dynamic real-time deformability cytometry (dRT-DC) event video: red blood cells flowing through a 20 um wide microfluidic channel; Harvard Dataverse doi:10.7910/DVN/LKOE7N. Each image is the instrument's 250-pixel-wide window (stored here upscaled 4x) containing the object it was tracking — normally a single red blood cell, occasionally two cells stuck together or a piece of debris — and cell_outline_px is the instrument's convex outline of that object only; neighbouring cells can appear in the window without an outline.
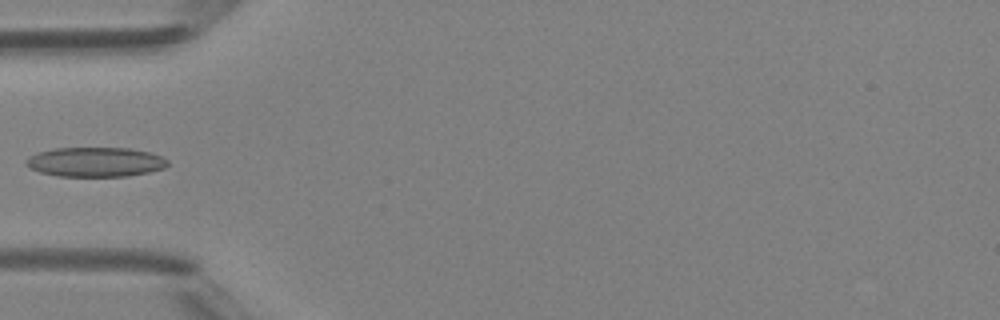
{"species": "Egyptian fruit bat (a non-hibernating species)", "species_latin": "Rousettus aegyptiacus", "temperature_condition": "room temperature", "stored_images_in_passage": 5, "camera_frame_rate_fps": 3000, "um_per_image_px": 0.085, "animal": {"sex": "female"}, "frame": {"image": 1, "passage_image": 5, "time_ms": 5.333, "image_size_px": [1000, 320], "cell_outline_px": [[168, 164], [164, 168], [148, 172], [128, 176], [56, 176], [40, 172], [28, 168], [24, 164], [24, 160], [28, 156], [52, 148], [128, 148], [148, 152], [164, 156], [168, 160]], "centroid_in_image_um": [8.07, 13.77], "position_along_channel_um": 76.9, "area_um2": 24.57}}